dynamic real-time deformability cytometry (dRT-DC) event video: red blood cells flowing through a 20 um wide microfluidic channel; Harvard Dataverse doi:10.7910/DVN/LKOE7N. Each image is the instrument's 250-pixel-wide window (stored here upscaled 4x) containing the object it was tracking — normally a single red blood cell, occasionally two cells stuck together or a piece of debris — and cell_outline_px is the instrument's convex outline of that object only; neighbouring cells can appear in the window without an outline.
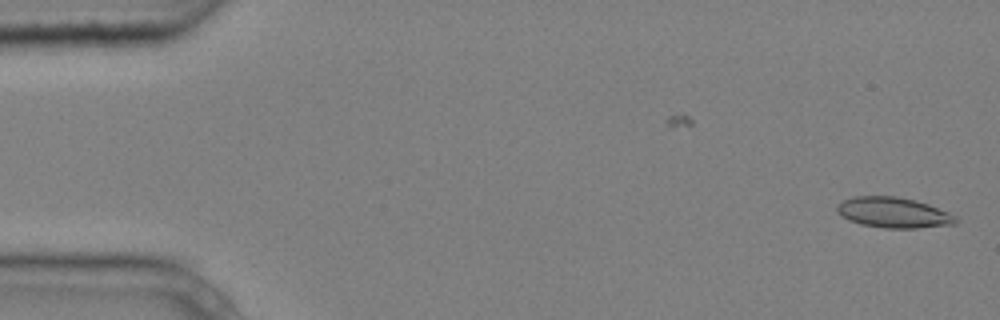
{"species": "common noctule bat (a hibernating species)", "species_latin": "Nyctalus noctula", "temperature_condition": "cold", "stored_images_in_passage": 2, "camera_frame_rate_fps": 3000, "um_per_image_px": 0.085, "animal": {"sex": "male", "body_mass_g": 20.4}, "frame": {"image": 1, "passage_image": 2, "time_ms": 0.333, "image_size_px": [1000, 320], "cell_outline_px": [[960, 220], [956, 224], [916, 228], [884, 228], [860, 224], [848, 220], [836, 212], [836, 208], [844, 200], [852, 196], [896, 196], [916, 200], [928, 204], [948, 212], [956, 216]], "centroid_in_image_um": [75.96, 18.07], "position_along_channel_um": 9.0, "area_um2": 21.21}}